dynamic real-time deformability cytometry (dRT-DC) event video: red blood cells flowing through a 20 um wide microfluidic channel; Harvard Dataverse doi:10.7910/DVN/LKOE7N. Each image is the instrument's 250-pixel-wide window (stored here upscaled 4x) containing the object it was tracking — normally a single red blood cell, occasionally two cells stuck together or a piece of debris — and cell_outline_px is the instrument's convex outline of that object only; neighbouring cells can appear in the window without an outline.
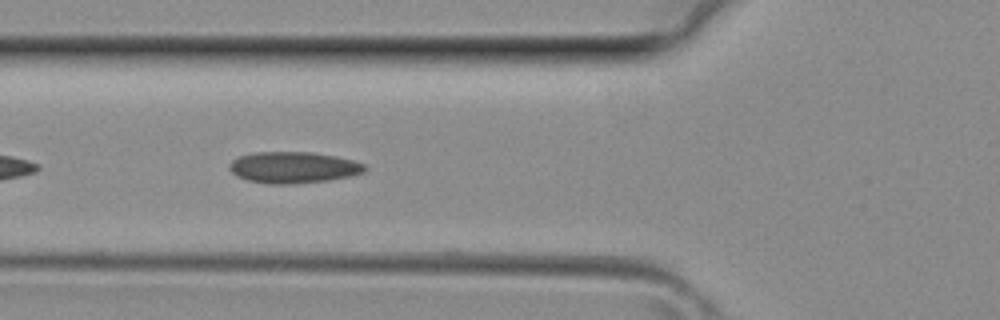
{"species": "common noctule bat (a hibernating species)", "species_latin": "Nyctalus noctula", "temperature_condition": "room temperature", "stored_images_in_passage": 23, "camera_frame_rate_fps": 3000, "um_per_image_px": 0.085, "animal": {"sex": "female", "body_mass_g": 29.2, "forearm_length_mm": 56.3}, "frame": {"image": 1, "passage_image": 2, "time_ms": 0.333, "image_size_px": [1000, 320], "cell_outline_px": [[368, 168], [364, 172], [352, 176], [328, 180], [296, 184], [268, 184], [248, 180], [236, 176], [228, 168], [228, 164], [232, 160], [240, 156], [256, 152], [312, 152], [336, 156], [352, 160], [364, 164]], "centroid_in_image_um": [24.94, 14.24], "position_along_channel_um": 100.9, "area_um2": 24.91}}
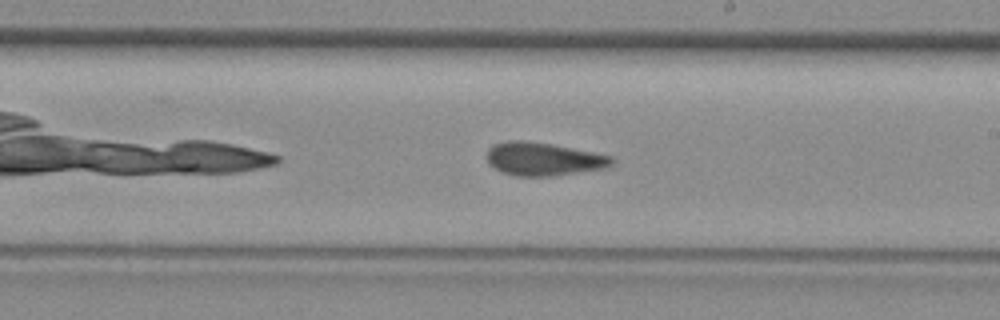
{"frame": {"image": 2, "passage_image": 10, "time_ms": 3.0, "image_size_px": [1000, 320], "cell_outline_px": [[616, 160], [608, 168], [552, 176], [516, 176], [504, 172], [488, 164], [488, 148], [492, 144], [508, 140], [524, 140], [552, 144], [612, 156]], "centroid_in_image_um": [46.21, 13.51], "position_along_channel_um": 242.8, "area_um2": 24.22}}
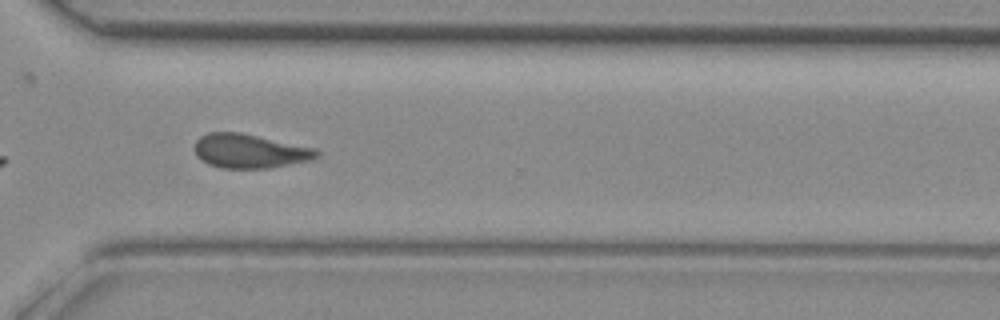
{"frame": {"image": 3, "passage_image": 16, "time_ms": 5.0, "image_size_px": [1000, 320], "cell_outline_px": [[320, 156], [312, 160], [268, 168], [220, 168], [208, 164], [196, 152], [196, 140], [200, 136], [208, 132], [240, 132], [316, 148], [320, 152]], "centroid_in_image_um": [21.28, 12.84], "position_along_channel_um": 349.3, "area_um2": 24.16}}